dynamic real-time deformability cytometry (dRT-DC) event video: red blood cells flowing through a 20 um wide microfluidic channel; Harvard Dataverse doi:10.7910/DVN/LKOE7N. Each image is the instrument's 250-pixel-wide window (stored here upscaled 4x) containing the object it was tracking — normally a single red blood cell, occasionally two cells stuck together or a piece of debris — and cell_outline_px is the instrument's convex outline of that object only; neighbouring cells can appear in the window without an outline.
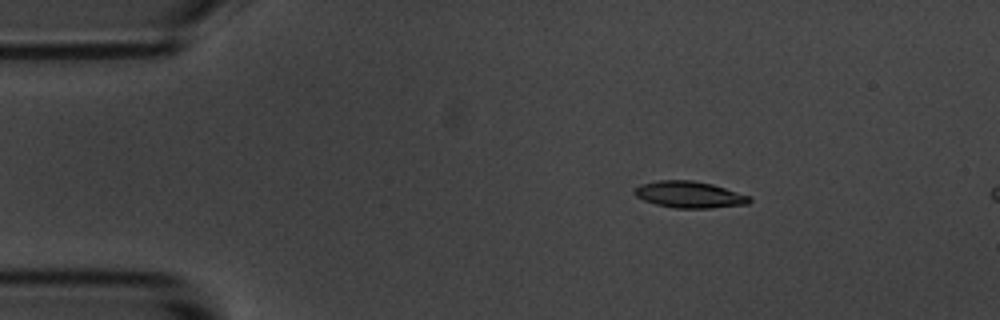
{"species": "common noctule bat (a hibernating species)", "species_latin": "Nyctalus noctula", "temperature_condition": "room temperature", "stored_images_in_passage": 5, "camera_frame_rate_fps": 3000, "um_per_image_px": 0.085, "animal": {"sex": "male", "body_mass_g": 20.1, "forearm_length_mm": 53.5}, "frame": {"image": 1, "passage_image": 3, "time_ms": 2.333, "image_size_px": [1000, 320], "cell_outline_px": [[752, 200], [748, 204], [712, 208], [676, 208], [656, 204], [644, 200], [636, 196], [632, 192], [632, 188], [640, 184], [656, 180], [692, 180], [712, 184], [752, 196]], "centroid_in_image_um": [58.59, 16.53], "position_along_channel_um": 26.4, "area_um2": 18.03}}